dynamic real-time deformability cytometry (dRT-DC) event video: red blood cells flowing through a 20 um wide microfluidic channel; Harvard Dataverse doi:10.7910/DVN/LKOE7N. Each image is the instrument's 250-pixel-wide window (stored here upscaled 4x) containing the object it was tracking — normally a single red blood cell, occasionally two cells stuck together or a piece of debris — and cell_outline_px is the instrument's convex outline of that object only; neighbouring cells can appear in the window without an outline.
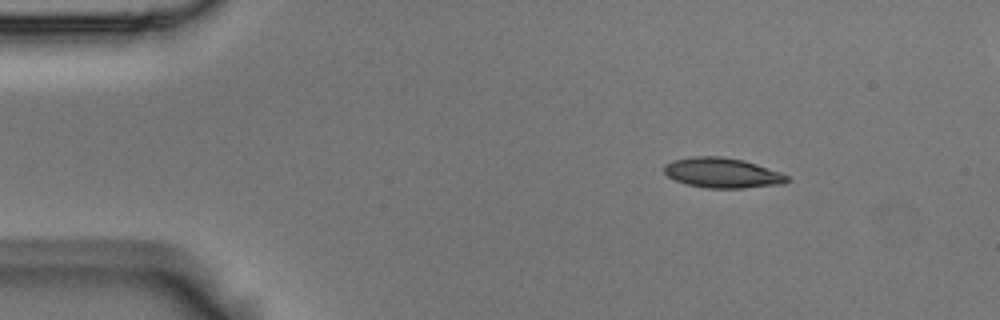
{"species": "Egyptian fruit bat (a non-hibernating species)", "species_latin": "Rousettus aegyptiacus", "temperature_condition": "room temperature", "stored_images_in_passage": 48, "camera_frame_rate_fps": 3000, "um_per_image_px": 0.085, "animal": {"sex": "male"}, "frame": {"image": 1, "passage_image": 1, "time_ms": 0.0, "image_size_px": [1000, 320], "cell_outline_px": [[788, 180], [784, 184], [744, 188], [708, 188], [688, 184], [676, 180], [668, 176], [664, 172], [664, 164], [672, 160], [692, 156], [720, 156], [744, 160], [780, 172], [788, 176]], "centroid_in_image_um": [61.39, 14.69], "position_along_channel_um": 23.6, "area_um2": 21.5}}
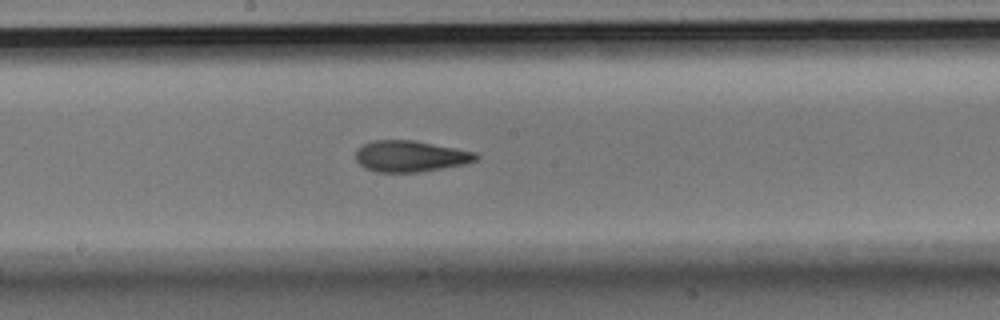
{"frame": {"image": 2, "passage_image": 22, "time_ms": 7.0, "image_size_px": [1000, 320], "cell_outline_px": [[480, 156], [476, 160], [464, 164], [416, 172], [376, 172], [364, 168], [356, 160], [356, 152], [364, 144], [372, 140], [412, 140], [476, 152]], "centroid_in_image_um": [34.87, 13.28], "position_along_channel_um": 213.3, "area_um2": 21.62}}
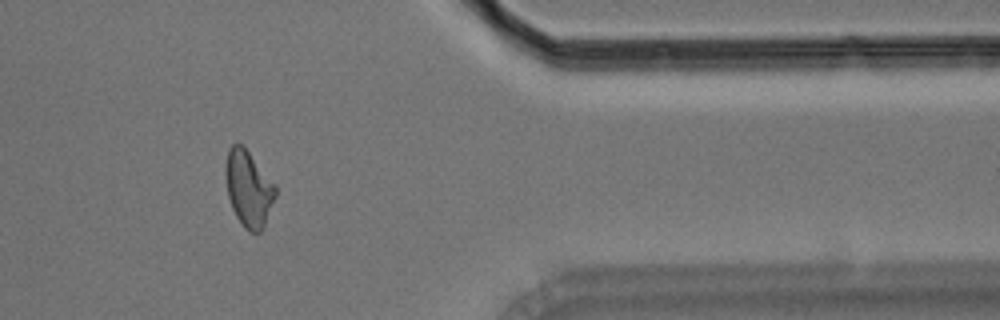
{"frame": {"image": 3, "passage_image": 38, "time_ms": 12.333, "image_size_px": [1000, 320], "cell_outline_px": [[276, 196], [264, 224], [260, 232], [248, 232], [244, 228], [236, 216], [232, 208], [228, 196], [224, 176], [224, 168], [228, 148], [232, 144], [240, 144], [248, 152], [276, 184]], "centroid_in_image_um": [21.1, 16.03], "position_along_channel_um": 390.3, "area_um2": 22.08}, "authors_computed_cell_mechanics": {"area_um2": 21.7617, "velocity_mm_per_s": 3.7104, "shape_relaxation_time_tau1_ms": 7.5411, "shape_relaxation_time_tau2_ms": 2.6292, "deformation_change_tau1": 0.1993, "deformation_change_tau2": 0.0989}}